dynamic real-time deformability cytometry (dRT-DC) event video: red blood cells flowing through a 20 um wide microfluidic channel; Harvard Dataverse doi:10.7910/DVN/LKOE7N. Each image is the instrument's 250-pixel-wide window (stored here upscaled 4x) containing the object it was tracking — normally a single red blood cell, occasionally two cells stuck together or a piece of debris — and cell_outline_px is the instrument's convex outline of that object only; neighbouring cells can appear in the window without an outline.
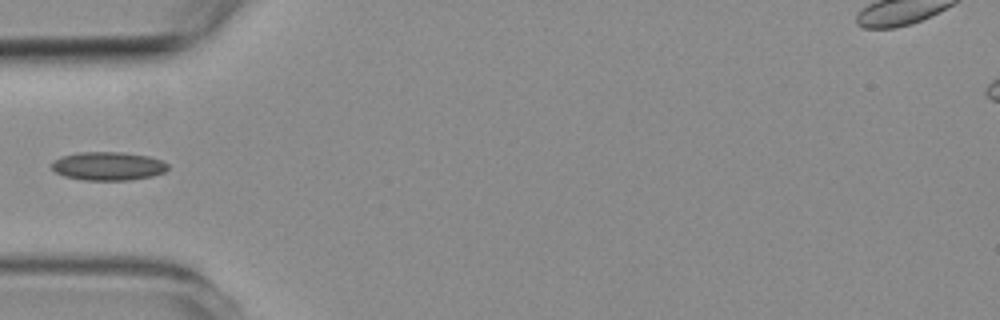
{"species": "common noctule bat (a hibernating species)", "species_latin": "Nyctalus noctula", "temperature_condition": "room temperature", "stored_images_in_passage": 5, "camera_frame_rate_fps": 3000, "um_per_image_px": 0.085, "animal": {"sex": "female", "body_mass_g": 19.3, "forearm_length_mm": 54.1}, "frame": {"image": 1, "passage_image": 4, "time_ms": 4.667, "image_size_px": [1000, 320], "cell_outline_px": [[168, 168], [164, 172], [152, 176], [128, 180], [84, 180], [64, 176], [56, 172], [52, 168], [52, 160], [60, 156], [80, 152], [120, 152], [148, 156], [160, 160], [168, 164]], "centroid_in_image_um": [9.16, 14.11], "position_along_channel_um": 75.8, "area_um2": 19.25}}
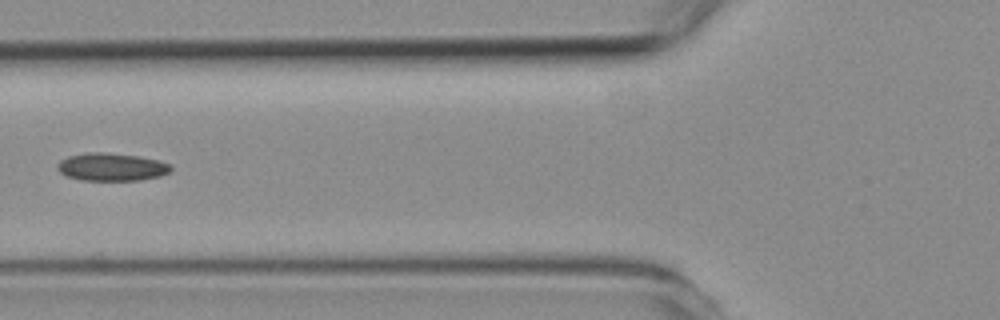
{"frame": {"image": 2, "passage_image": 5, "time_ms": 5.667, "image_size_px": [1000, 320], "cell_outline_px": [[172, 168], [168, 172], [160, 176], [140, 180], [80, 180], [68, 176], [60, 172], [56, 168], [56, 164], [60, 160], [68, 156], [88, 152], [104, 152], [140, 156], [156, 160], [168, 164]], "centroid_in_image_um": [9.43, 14.18], "position_along_channel_um": 116.4, "area_um2": 18.32}}